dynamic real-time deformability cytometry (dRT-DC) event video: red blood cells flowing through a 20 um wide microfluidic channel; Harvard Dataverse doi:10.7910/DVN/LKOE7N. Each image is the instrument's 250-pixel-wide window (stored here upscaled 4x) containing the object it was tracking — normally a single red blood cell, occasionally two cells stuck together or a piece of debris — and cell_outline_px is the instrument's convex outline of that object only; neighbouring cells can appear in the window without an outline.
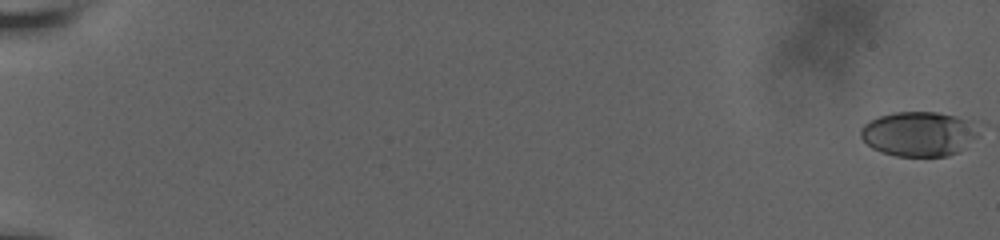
{"species": "human", "species_latin": "Homo sapiens", "temperature_condition": "room temperature", "stored_images_in_passage": 51, "camera_frame_rate_fps": 3000, "um_per_image_px": 0.085, "donor": {"sex": "male"}, "frame": {"image": 1, "passage_image": 1, "time_ms": 0.0, "image_size_px": [1000, 240], "cell_outline_px": [[976, 136], [956, 152], [948, 156], [896, 156], [880, 152], [872, 148], [860, 136], [860, 128], [864, 124], [880, 116], [892, 112], [936, 112], [956, 116], [964, 120]], "centroid_in_image_um": [77.95, 11.39], "position_along_channel_um": 7.1, "area_um2": 29.71}}
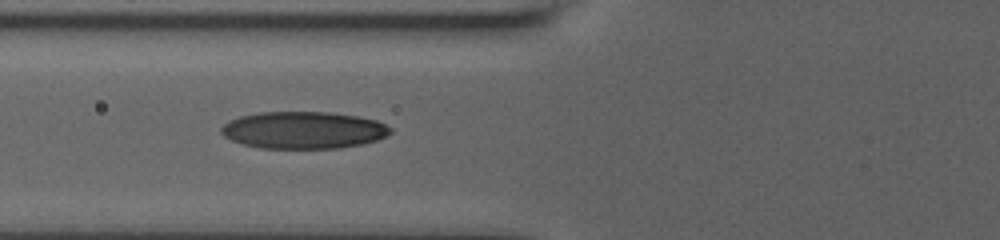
{"frame": {"image": 2, "passage_image": 33, "time_ms": 9.0, "image_size_px": [1000, 240], "cell_outline_px": [[392, 132], [376, 140], [360, 144], [340, 148], [260, 148], [244, 144], [232, 140], [224, 136], [220, 132], [220, 128], [228, 120], [240, 116], [260, 112], [332, 112], [356, 116], [376, 120], [392, 128]], "centroid_in_image_um": [25.77, 11.05], "position_along_channel_um": 100.0, "area_um2": 36.53}}
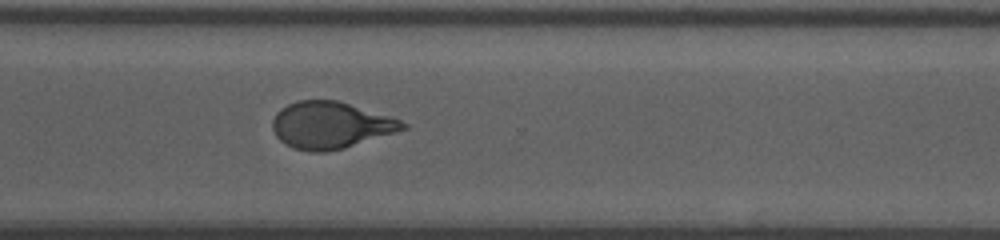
{"frame": {"image": 3, "passage_image": 51, "time_ms": 15.667, "image_size_px": [1000, 240], "cell_outline_px": [[408, 128], [344, 148], [324, 152], [312, 152], [296, 148], [280, 140], [276, 136], [272, 128], [272, 120], [276, 112], [280, 108], [288, 104], [300, 100], [336, 100], [388, 116], [400, 120], [408, 124]], "centroid_in_image_um": [28.07, 10.64], "position_along_channel_um": 342.5, "area_um2": 35.08}}